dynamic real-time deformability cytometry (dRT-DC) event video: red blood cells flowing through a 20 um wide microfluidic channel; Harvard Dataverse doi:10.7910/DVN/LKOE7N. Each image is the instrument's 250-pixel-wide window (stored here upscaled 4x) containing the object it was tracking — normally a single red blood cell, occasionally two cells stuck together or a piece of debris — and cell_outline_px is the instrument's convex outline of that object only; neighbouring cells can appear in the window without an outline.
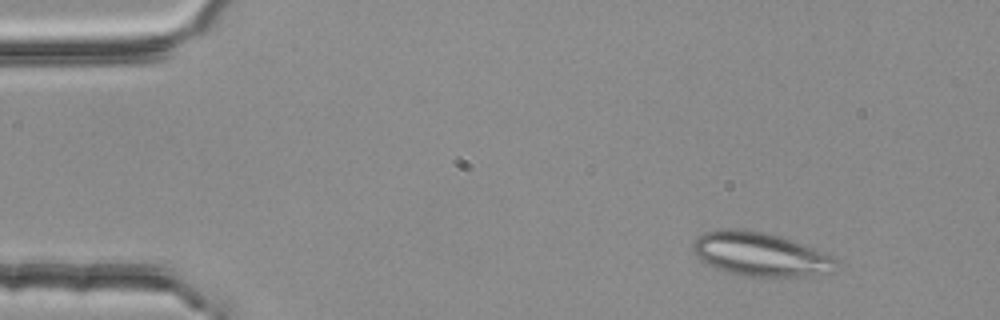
{"species": "common noctule bat (a hibernating species)", "species_latin": "Nyctalus noctula", "temperature_condition": "room temperature", "stored_images_in_passage": 3, "camera_frame_rate_fps": 3000, "um_per_image_px": 0.085, "animal": {"sex": "female", "body_mass_g": 25.1}, "frame": {"image": 1, "passage_image": 1, "time_ms": 0.0, "image_size_px": [1000, 320], "cell_outline_px": [[836, 260], [832, 272], [800, 276], [740, 276], [724, 272], [700, 260], [696, 256], [692, 248], [692, 240], [704, 232], [720, 228], [740, 228], [764, 232], [780, 236], [820, 252]], "centroid_in_image_um": [64.48, 21.6], "position_along_channel_um": 20.5, "area_um2": 36.18}}